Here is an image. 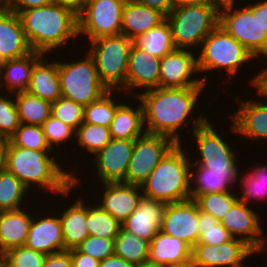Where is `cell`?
I'll return each mask as SVG.
<instances>
[{"instance_id": "35", "label": "cell", "mask_w": 267, "mask_h": 267, "mask_svg": "<svg viewBox=\"0 0 267 267\" xmlns=\"http://www.w3.org/2000/svg\"><path fill=\"white\" fill-rule=\"evenodd\" d=\"M86 227L89 236L115 239L121 227L110 213L103 210L98 204L86 206Z\"/></svg>"}, {"instance_id": "21", "label": "cell", "mask_w": 267, "mask_h": 267, "mask_svg": "<svg viewBox=\"0 0 267 267\" xmlns=\"http://www.w3.org/2000/svg\"><path fill=\"white\" fill-rule=\"evenodd\" d=\"M105 188L98 205L110 213L119 223L124 222L137 208L143 196L141 187L123 182L101 183Z\"/></svg>"}, {"instance_id": "45", "label": "cell", "mask_w": 267, "mask_h": 267, "mask_svg": "<svg viewBox=\"0 0 267 267\" xmlns=\"http://www.w3.org/2000/svg\"><path fill=\"white\" fill-rule=\"evenodd\" d=\"M2 95H0V136L9 139L16 132L20 121L15 100L7 94Z\"/></svg>"}, {"instance_id": "42", "label": "cell", "mask_w": 267, "mask_h": 267, "mask_svg": "<svg viewBox=\"0 0 267 267\" xmlns=\"http://www.w3.org/2000/svg\"><path fill=\"white\" fill-rule=\"evenodd\" d=\"M46 254L24 246L7 250L1 257L6 267H43Z\"/></svg>"}, {"instance_id": "11", "label": "cell", "mask_w": 267, "mask_h": 267, "mask_svg": "<svg viewBox=\"0 0 267 267\" xmlns=\"http://www.w3.org/2000/svg\"><path fill=\"white\" fill-rule=\"evenodd\" d=\"M127 0H88L78 14V34L92 41L121 33L123 8Z\"/></svg>"}, {"instance_id": "19", "label": "cell", "mask_w": 267, "mask_h": 267, "mask_svg": "<svg viewBox=\"0 0 267 267\" xmlns=\"http://www.w3.org/2000/svg\"><path fill=\"white\" fill-rule=\"evenodd\" d=\"M32 52L19 15L3 5L0 7V60L17 59Z\"/></svg>"}, {"instance_id": "38", "label": "cell", "mask_w": 267, "mask_h": 267, "mask_svg": "<svg viewBox=\"0 0 267 267\" xmlns=\"http://www.w3.org/2000/svg\"><path fill=\"white\" fill-rule=\"evenodd\" d=\"M27 191L14 174L6 169L0 171V211L24 209L22 202Z\"/></svg>"}, {"instance_id": "63", "label": "cell", "mask_w": 267, "mask_h": 267, "mask_svg": "<svg viewBox=\"0 0 267 267\" xmlns=\"http://www.w3.org/2000/svg\"><path fill=\"white\" fill-rule=\"evenodd\" d=\"M232 267H245V265L243 263L237 265V266H232Z\"/></svg>"}, {"instance_id": "39", "label": "cell", "mask_w": 267, "mask_h": 267, "mask_svg": "<svg viewBox=\"0 0 267 267\" xmlns=\"http://www.w3.org/2000/svg\"><path fill=\"white\" fill-rule=\"evenodd\" d=\"M78 144L87 153L96 154L111 141L109 127L83 122L75 132Z\"/></svg>"}, {"instance_id": "53", "label": "cell", "mask_w": 267, "mask_h": 267, "mask_svg": "<svg viewBox=\"0 0 267 267\" xmlns=\"http://www.w3.org/2000/svg\"><path fill=\"white\" fill-rule=\"evenodd\" d=\"M99 267H134V265L124 258L113 254L100 261Z\"/></svg>"}, {"instance_id": "24", "label": "cell", "mask_w": 267, "mask_h": 267, "mask_svg": "<svg viewBox=\"0 0 267 267\" xmlns=\"http://www.w3.org/2000/svg\"><path fill=\"white\" fill-rule=\"evenodd\" d=\"M195 172L193 169L195 168ZM191 193L190 199L195 200L199 195L228 192L234 189L232 186L238 182V167L226 169H209L198 165L190 166ZM193 184V186H192Z\"/></svg>"}, {"instance_id": "25", "label": "cell", "mask_w": 267, "mask_h": 267, "mask_svg": "<svg viewBox=\"0 0 267 267\" xmlns=\"http://www.w3.org/2000/svg\"><path fill=\"white\" fill-rule=\"evenodd\" d=\"M165 19L166 17L159 11L134 0H127L123 8L120 34L133 40L158 26Z\"/></svg>"}, {"instance_id": "37", "label": "cell", "mask_w": 267, "mask_h": 267, "mask_svg": "<svg viewBox=\"0 0 267 267\" xmlns=\"http://www.w3.org/2000/svg\"><path fill=\"white\" fill-rule=\"evenodd\" d=\"M254 167V171L251 169V172L248 171L244 174L241 171L239 173L240 175L242 174L241 177L238 176V180L242 185L241 190L243 189L240 194L242 196H238V199L247 205L251 198L252 201L261 199L260 202L267 199V165L256 164Z\"/></svg>"}, {"instance_id": "16", "label": "cell", "mask_w": 267, "mask_h": 267, "mask_svg": "<svg viewBox=\"0 0 267 267\" xmlns=\"http://www.w3.org/2000/svg\"><path fill=\"white\" fill-rule=\"evenodd\" d=\"M135 140L111 139L93 160L97 169L99 181L123 182L132 157Z\"/></svg>"}, {"instance_id": "8", "label": "cell", "mask_w": 267, "mask_h": 267, "mask_svg": "<svg viewBox=\"0 0 267 267\" xmlns=\"http://www.w3.org/2000/svg\"><path fill=\"white\" fill-rule=\"evenodd\" d=\"M84 56L82 60L78 59L71 63L57 60L61 96L83 107L98 100L108 91L99 80L92 56L88 51Z\"/></svg>"}, {"instance_id": "15", "label": "cell", "mask_w": 267, "mask_h": 267, "mask_svg": "<svg viewBox=\"0 0 267 267\" xmlns=\"http://www.w3.org/2000/svg\"><path fill=\"white\" fill-rule=\"evenodd\" d=\"M253 254L258 253L246 242L232 238L220 245L197 243L192 247L191 258L199 267H232Z\"/></svg>"}, {"instance_id": "13", "label": "cell", "mask_w": 267, "mask_h": 267, "mask_svg": "<svg viewBox=\"0 0 267 267\" xmlns=\"http://www.w3.org/2000/svg\"><path fill=\"white\" fill-rule=\"evenodd\" d=\"M194 55L188 49H175L161 58L159 87L206 88L207 75L193 79L198 72L197 56Z\"/></svg>"}, {"instance_id": "17", "label": "cell", "mask_w": 267, "mask_h": 267, "mask_svg": "<svg viewBox=\"0 0 267 267\" xmlns=\"http://www.w3.org/2000/svg\"><path fill=\"white\" fill-rule=\"evenodd\" d=\"M260 217L250 206L239 199L231 206L220 223L233 238L243 240L256 252L267 242L263 238ZM265 240V241H264Z\"/></svg>"}, {"instance_id": "20", "label": "cell", "mask_w": 267, "mask_h": 267, "mask_svg": "<svg viewBox=\"0 0 267 267\" xmlns=\"http://www.w3.org/2000/svg\"><path fill=\"white\" fill-rule=\"evenodd\" d=\"M258 99L240 102L238 111L229 115L233 122L230 128L248 140L260 141L263 138L267 142V101Z\"/></svg>"}, {"instance_id": "9", "label": "cell", "mask_w": 267, "mask_h": 267, "mask_svg": "<svg viewBox=\"0 0 267 267\" xmlns=\"http://www.w3.org/2000/svg\"><path fill=\"white\" fill-rule=\"evenodd\" d=\"M235 3L220 4L219 25L255 59L267 58L266 29H263L257 14H253L246 6L235 8Z\"/></svg>"}, {"instance_id": "14", "label": "cell", "mask_w": 267, "mask_h": 267, "mask_svg": "<svg viewBox=\"0 0 267 267\" xmlns=\"http://www.w3.org/2000/svg\"><path fill=\"white\" fill-rule=\"evenodd\" d=\"M160 230L187 243L191 248L200 238L198 205L195 200L167 204Z\"/></svg>"}, {"instance_id": "57", "label": "cell", "mask_w": 267, "mask_h": 267, "mask_svg": "<svg viewBox=\"0 0 267 267\" xmlns=\"http://www.w3.org/2000/svg\"><path fill=\"white\" fill-rule=\"evenodd\" d=\"M8 140L9 139L0 136V171L5 169V151Z\"/></svg>"}, {"instance_id": "52", "label": "cell", "mask_w": 267, "mask_h": 267, "mask_svg": "<svg viewBox=\"0 0 267 267\" xmlns=\"http://www.w3.org/2000/svg\"><path fill=\"white\" fill-rule=\"evenodd\" d=\"M257 1V3H247L245 5L253 14H257L258 20L261 23L263 29L267 31V0Z\"/></svg>"}, {"instance_id": "22", "label": "cell", "mask_w": 267, "mask_h": 267, "mask_svg": "<svg viewBox=\"0 0 267 267\" xmlns=\"http://www.w3.org/2000/svg\"><path fill=\"white\" fill-rule=\"evenodd\" d=\"M160 60L133 45L129 55L126 84L120 91L123 90L124 93V90H128V93L138 87L145 91L159 87Z\"/></svg>"}, {"instance_id": "46", "label": "cell", "mask_w": 267, "mask_h": 267, "mask_svg": "<svg viewBox=\"0 0 267 267\" xmlns=\"http://www.w3.org/2000/svg\"><path fill=\"white\" fill-rule=\"evenodd\" d=\"M42 130L45 135L46 141L50 148L58 147L61 143L67 142V140L75 138V130L67 124H64L61 120L50 116L43 124ZM56 145V146H55Z\"/></svg>"}, {"instance_id": "10", "label": "cell", "mask_w": 267, "mask_h": 267, "mask_svg": "<svg viewBox=\"0 0 267 267\" xmlns=\"http://www.w3.org/2000/svg\"><path fill=\"white\" fill-rule=\"evenodd\" d=\"M193 121L192 134L201 157L196 158L194 163L192 161L191 165L209 169L238 167L236 152L232 150L227 141L224 142L208 118L204 117L203 114H199Z\"/></svg>"}, {"instance_id": "62", "label": "cell", "mask_w": 267, "mask_h": 267, "mask_svg": "<svg viewBox=\"0 0 267 267\" xmlns=\"http://www.w3.org/2000/svg\"><path fill=\"white\" fill-rule=\"evenodd\" d=\"M266 245L267 243H265L257 253L259 254L261 253V251H265V250L267 251Z\"/></svg>"}, {"instance_id": "65", "label": "cell", "mask_w": 267, "mask_h": 267, "mask_svg": "<svg viewBox=\"0 0 267 267\" xmlns=\"http://www.w3.org/2000/svg\"><path fill=\"white\" fill-rule=\"evenodd\" d=\"M0 267H6L5 265H3L2 263H0Z\"/></svg>"}, {"instance_id": "23", "label": "cell", "mask_w": 267, "mask_h": 267, "mask_svg": "<svg viewBox=\"0 0 267 267\" xmlns=\"http://www.w3.org/2000/svg\"><path fill=\"white\" fill-rule=\"evenodd\" d=\"M37 217H32L25 246L46 255L63 252L64 239L60 216Z\"/></svg>"}, {"instance_id": "48", "label": "cell", "mask_w": 267, "mask_h": 267, "mask_svg": "<svg viewBox=\"0 0 267 267\" xmlns=\"http://www.w3.org/2000/svg\"><path fill=\"white\" fill-rule=\"evenodd\" d=\"M51 3H53V0H3V5L17 14L26 9L37 8Z\"/></svg>"}, {"instance_id": "44", "label": "cell", "mask_w": 267, "mask_h": 267, "mask_svg": "<svg viewBox=\"0 0 267 267\" xmlns=\"http://www.w3.org/2000/svg\"><path fill=\"white\" fill-rule=\"evenodd\" d=\"M84 107L70 99L60 97L52 103L51 115L75 131L83 123Z\"/></svg>"}, {"instance_id": "61", "label": "cell", "mask_w": 267, "mask_h": 267, "mask_svg": "<svg viewBox=\"0 0 267 267\" xmlns=\"http://www.w3.org/2000/svg\"><path fill=\"white\" fill-rule=\"evenodd\" d=\"M219 4L229 3V2H236V0H216Z\"/></svg>"}, {"instance_id": "5", "label": "cell", "mask_w": 267, "mask_h": 267, "mask_svg": "<svg viewBox=\"0 0 267 267\" xmlns=\"http://www.w3.org/2000/svg\"><path fill=\"white\" fill-rule=\"evenodd\" d=\"M220 5L176 7L166 16L176 49L192 50L219 25ZM191 47V48H190Z\"/></svg>"}, {"instance_id": "6", "label": "cell", "mask_w": 267, "mask_h": 267, "mask_svg": "<svg viewBox=\"0 0 267 267\" xmlns=\"http://www.w3.org/2000/svg\"><path fill=\"white\" fill-rule=\"evenodd\" d=\"M88 53L94 59L99 80L108 90H121L126 84L133 40L119 34L90 42Z\"/></svg>"}, {"instance_id": "55", "label": "cell", "mask_w": 267, "mask_h": 267, "mask_svg": "<svg viewBox=\"0 0 267 267\" xmlns=\"http://www.w3.org/2000/svg\"><path fill=\"white\" fill-rule=\"evenodd\" d=\"M87 1L88 0H53L54 3L70 8L76 14H79L82 11Z\"/></svg>"}, {"instance_id": "60", "label": "cell", "mask_w": 267, "mask_h": 267, "mask_svg": "<svg viewBox=\"0 0 267 267\" xmlns=\"http://www.w3.org/2000/svg\"><path fill=\"white\" fill-rule=\"evenodd\" d=\"M258 96L267 98V91H256ZM267 100V99H266Z\"/></svg>"}, {"instance_id": "2", "label": "cell", "mask_w": 267, "mask_h": 267, "mask_svg": "<svg viewBox=\"0 0 267 267\" xmlns=\"http://www.w3.org/2000/svg\"><path fill=\"white\" fill-rule=\"evenodd\" d=\"M52 151L22 148L8 140L5 169L14 174L28 190L31 186L37 185V189L67 197L71 195L70 191L77 187L81 179H77L78 177L71 171L64 170L56 161V156L50 155Z\"/></svg>"}, {"instance_id": "47", "label": "cell", "mask_w": 267, "mask_h": 267, "mask_svg": "<svg viewBox=\"0 0 267 267\" xmlns=\"http://www.w3.org/2000/svg\"><path fill=\"white\" fill-rule=\"evenodd\" d=\"M81 253L90 255L99 261L114 254V239L88 236L76 247Z\"/></svg>"}, {"instance_id": "18", "label": "cell", "mask_w": 267, "mask_h": 267, "mask_svg": "<svg viewBox=\"0 0 267 267\" xmlns=\"http://www.w3.org/2000/svg\"><path fill=\"white\" fill-rule=\"evenodd\" d=\"M166 207L164 202L142 196L137 208L121 223V227L134 236L151 242L162 226Z\"/></svg>"}, {"instance_id": "40", "label": "cell", "mask_w": 267, "mask_h": 267, "mask_svg": "<svg viewBox=\"0 0 267 267\" xmlns=\"http://www.w3.org/2000/svg\"><path fill=\"white\" fill-rule=\"evenodd\" d=\"M198 227L200 238L197 243L220 245L233 238L229 231L214 216L199 210V207Z\"/></svg>"}, {"instance_id": "30", "label": "cell", "mask_w": 267, "mask_h": 267, "mask_svg": "<svg viewBox=\"0 0 267 267\" xmlns=\"http://www.w3.org/2000/svg\"><path fill=\"white\" fill-rule=\"evenodd\" d=\"M80 198L71 206L65 208L59 215L64 239V251L76 248L89 236L86 227V203L82 200V197Z\"/></svg>"}, {"instance_id": "26", "label": "cell", "mask_w": 267, "mask_h": 267, "mask_svg": "<svg viewBox=\"0 0 267 267\" xmlns=\"http://www.w3.org/2000/svg\"><path fill=\"white\" fill-rule=\"evenodd\" d=\"M43 55L35 64L31 72L27 92L53 103L61 97L60 79L57 61L48 62L47 55Z\"/></svg>"}, {"instance_id": "33", "label": "cell", "mask_w": 267, "mask_h": 267, "mask_svg": "<svg viewBox=\"0 0 267 267\" xmlns=\"http://www.w3.org/2000/svg\"><path fill=\"white\" fill-rule=\"evenodd\" d=\"M22 124L42 126L51 116L52 103L34 96L27 91L12 94Z\"/></svg>"}, {"instance_id": "31", "label": "cell", "mask_w": 267, "mask_h": 267, "mask_svg": "<svg viewBox=\"0 0 267 267\" xmlns=\"http://www.w3.org/2000/svg\"><path fill=\"white\" fill-rule=\"evenodd\" d=\"M112 139L135 140L145 133L143 107L141 101L133 109L128 104H121L109 127Z\"/></svg>"}, {"instance_id": "41", "label": "cell", "mask_w": 267, "mask_h": 267, "mask_svg": "<svg viewBox=\"0 0 267 267\" xmlns=\"http://www.w3.org/2000/svg\"><path fill=\"white\" fill-rule=\"evenodd\" d=\"M233 191L199 195L195 201L199 210L214 216L219 222L231 206L238 200V193Z\"/></svg>"}, {"instance_id": "51", "label": "cell", "mask_w": 267, "mask_h": 267, "mask_svg": "<svg viewBox=\"0 0 267 267\" xmlns=\"http://www.w3.org/2000/svg\"><path fill=\"white\" fill-rule=\"evenodd\" d=\"M134 1L159 11L165 17L173 9L172 0H134Z\"/></svg>"}, {"instance_id": "50", "label": "cell", "mask_w": 267, "mask_h": 267, "mask_svg": "<svg viewBox=\"0 0 267 267\" xmlns=\"http://www.w3.org/2000/svg\"><path fill=\"white\" fill-rule=\"evenodd\" d=\"M72 267H99L100 261L81 253L77 248L70 250Z\"/></svg>"}, {"instance_id": "54", "label": "cell", "mask_w": 267, "mask_h": 267, "mask_svg": "<svg viewBox=\"0 0 267 267\" xmlns=\"http://www.w3.org/2000/svg\"><path fill=\"white\" fill-rule=\"evenodd\" d=\"M249 82L257 91H267V67L260 70Z\"/></svg>"}, {"instance_id": "4", "label": "cell", "mask_w": 267, "mask_h": 267, "mask_svg": "<svg viewBox=\"0 0 267 267\" xmlns=\"http://www.w3.org/2000/svg\"><path fill=\"white\" fill-rule=\"evenodd\" d=\"M181 143L175 144L141 184L143 196L171 204L190 199L191 158Z\"/></svg>"}, {"instance_id": "3", "label": "cell", "mask_w": 267, "mask_h": 267, "mask_svg": "<svg viewBox=\"0 0 267 267\" xmlns=\"http://www.w3.org/2000/svg\"><path fill=\"white\" fill-rule=\"evenodd\" d=\"M18 15L32 50L44 55L59 51L69 39L79 37L78 14L54 2L20 11Z\"/></svg>"}, {"instance_id": "59", "label": "cell", "mask_w": 267, "mask_h": 267, "mask_svg": "<svg viewBox=\"0 0 267 267\" xmlns=\"http://www.w3.org/2000/svg\"><path fill=\"white\" fill-rule=\"evenodd\" d=\"M134 267H165V266L150 261H145L141 264L134 265Z\"/></svg>"}, {"instance_id": "28", "label": "cell", "mask_w": 267, "mask_h": 267, "mask_svg": "<svg viewBox=\"0 0 267 267\" xmlns=\"http://www.w3.org/2000/svg\"><path fill=\"white\" fill-rule=\"evenodd\" d=\"M40 52L32 53L17 59L6 60L0 67V87L6 88L10 95L27 90L34 64L43 56ZM6 85V86H4ZM4 86V87H3Z\"/></svg>"}, {"instance_id": "34", "label": "cell", "mask_w": 267, "mask_h": 267, "mask_svg": "<svg viewBox=\"0 0 267 267\" xmlns=\"http://www.w3.org/2000/svg\"><path fill=\"white\" fill-rule=\"evenodd\" d=\"M149 244L146 239L138 238L120 227L114 239V254L133 265L141 264L148 261Z\"/></svg>"}, {"instance_id": "29", "label": "cell", "mask_w": 267, "mask_h": 267, "mask_svg": "<svg viewBox=\"0 0 267 267\" xmlns=\"http://www.w3.org/2000/svg\"><path fill=\"white\" fill-rule=\"evenodd\" d=\"M191 251L187 243L159 230L149 244L148 261L163 266L181 263L191 258Z\"/></svg>"}, {"instance_id": "43", "label": "cell", "mask_w": 267, "mask_h": 267, "mask_svg": "<svg viewBox=\"0 0 267 267\" xmlns=\"http://www.w3.org/2000/svg\"><path fill=\"white\" fill-rule=\"evenodd\" d=\"M9 140L18 147L32 150H52L48 145L41 126L20 123Z\"/></svg>"}, {"instance_id": "7", "label": "cell", "mask_w": 267, "mask_h": 267, "mask_svg": "<svg viewBox=\"0 0 267 267\" xmlns=\"http://www.w3.org/2000/svg\"><path fill=\"white\" fill-rule=\"evenodd\" d=\"M197 55L198 72H210L222 69L230 75L239 73V68L255 59L253 55L223 28L218 25L201 44Z\"/></svg>"}, {"instance_id": "12", "label": "cell", "mask_w": 267, "mask_h": 267, "mask_svg": "<svg viewBox=\"0 0 267 267\" xmlns=\"http://www.w3.org/2000/svg\"><path fill=\"white\" fill-rule=\"evenodd\" d=\"M175 144L167 136L146 132L135 139L132 157L123 183L141 186Z\"/></svg>"}, {"instance_id": "27", "label": "cell", "mask_w": 267, "mask_h": 267, "mask_svg": "<svg viewBox=\"0 0 267 267\" xmlns=\"http://www.w3.org/2000/svg\"><path fill=\"white\" fill-rule=\"evenodd\" d=\"M24 209L0 211V256L11 248L25 245L33 214Z\"/></svg>"}, {"instance_id": "64", "label": "cell", "mask_w": 267, "mask_h": 267, "mask_svg": "<svg viewBox=\"0 0 267 267\" xmlns=\"http://www.w3.org/2000/svg\"><path fill=\"white\" fill-rule=\"evenodd\" d=\"M3 6V0H0V7Z\"/></svg>"}, {"instance_id": "36", "label": "cell", "mask_w": 267, "mask_h": 267, "mask_svg": "<svg viewBox=\"0 0 267 267\" xmlns=\"http://www.w3.org/2000/svg\"><path fill=\"white\" fill-rule=\"evenodd\" d=\"M112 95L114 90H108L98 100L84 106L83 122L110 127L117 108L122 104V102L117 103Z\"/></svg>"}, {"instance_id": "56", "label": "cell", "mask_w": 267, "mask_h": 267, "mask_svg": "<svg viewBox=\"0 0 267 267\" xmlns=\"http://www.w3.org/2000/svg\"><path fill=\"white\" fill-rule=\"evenodd\" d=\"M173 8L186 5H220L216 0H172Z\"/></svg>"}, {"instance_id": "1", "label": "cell", "mask_w": 267, "mask_h": 267, "mask_svg": "<svg viewBox=\"0 0 267 267\" xmlns=\"http://www.w3.org/2000/svg\"><path fill=\"white\" fill-rule=\"evenodd\" d=\"M205 88L157 87L129 94L141 101L146 133L163 135L181 143L183 126L189 124L199 96ZM190 116V117H189ZM189 120V121H188Z\"/></svg>"}, {"instance_id": "49", "label": "cell", "mask_w": 267, "mask_h": 267, "mask_svg": "<svg viewBox=\"0 0 267 267\" xmlns=\"http://www.w3.org/2000/svg\"><path fill=\"white\" fill-rule=\"evenodd\" d=\"M43 267H72L70 250L47 255Z\"/></svg>"}, {"instance_id": "32", "label": "cell", "mask_w": 267, "mask_h": 267, "mask_svg": "<svg viewBox=\"0 0 267 267\" xmlns=\"http://www.w3.org/2000/svg\"><path fill=\"white\" fill-rule=\"evenodd\" d=\"M133 45L160 59L176 49L171 27L166 19L158 26L133 39Z\"/></svg>"}, {"instance_id": "58", "label": "cell", "mask_w": 267, "mask_h": 267, "mask_svg": "<svg viewBox=\"0 0 267 267\" xmlns=\"http://www.w3.org/2000/svg\"><path fill=\"white\" fill-rule=\"evenodd\" d=\"M165 267H199L192 258H189L188 260L181 262V263H176V264H171Z\"/></svg>"}]
</instances>
